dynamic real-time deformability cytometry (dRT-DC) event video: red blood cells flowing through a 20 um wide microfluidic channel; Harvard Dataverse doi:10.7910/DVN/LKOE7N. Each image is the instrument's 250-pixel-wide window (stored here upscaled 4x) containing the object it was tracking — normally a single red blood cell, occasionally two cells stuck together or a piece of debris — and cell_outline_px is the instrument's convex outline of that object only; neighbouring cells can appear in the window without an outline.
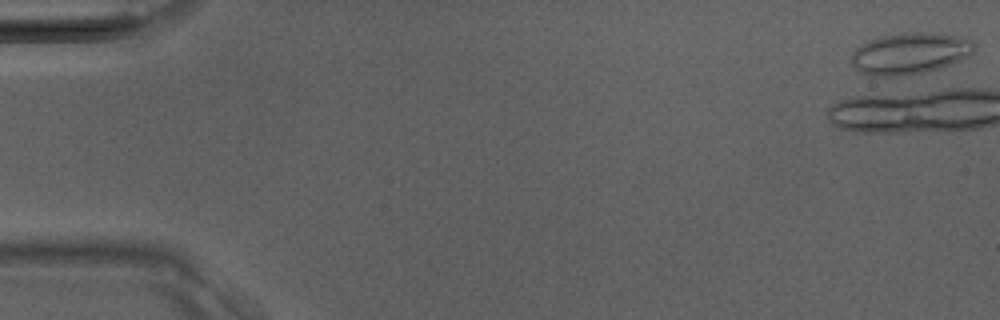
{"species": "Egyptian fruit bat (a non-hibernating species)", "species_latin": "Rousettus aegyptiacus", "temperature_condition": "room temperature", "stored_images_in_passage": 13, "camera_frame_rate_fps": 3000, "um_per_image_px": 0.085, "animal": {"sex": "male"}, "frame": {"image": 1, "passage_image": 1, "time_ms": 0.0, "image_size_px": [1000, 320], "cell_outline_px": [[976, 48], [968, 56], [960, 60], [940, 68], [924, 72], [888, 80], [880, 80], [860, 72], [852, 64], [852, 52], [860, 44], [868, 40], [880, 36], [912, 32], [932, 32], [956, 36], [972, 40], [976, 44]], "centroid_in_image_um": [77.29, 4.58], "position_along_channel_um": 7.7, "area_um2": 30.52}}